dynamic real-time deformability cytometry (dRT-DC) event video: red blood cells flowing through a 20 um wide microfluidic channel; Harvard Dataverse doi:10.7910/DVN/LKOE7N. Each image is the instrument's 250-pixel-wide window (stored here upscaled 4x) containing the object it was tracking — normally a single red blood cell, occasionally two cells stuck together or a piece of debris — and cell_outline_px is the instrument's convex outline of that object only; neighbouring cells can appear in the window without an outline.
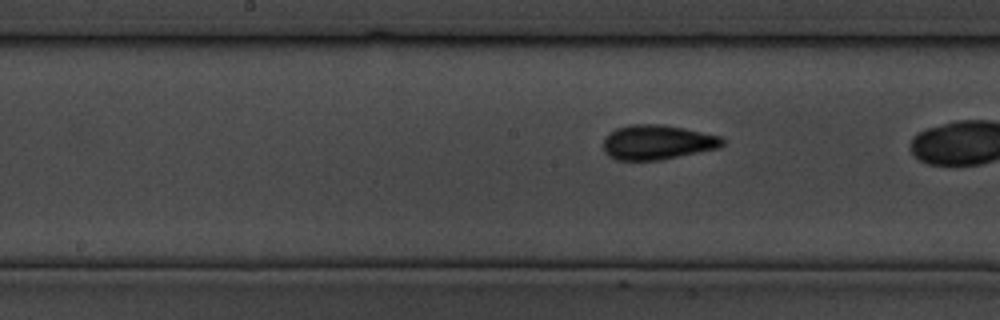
{"species": "common noctule bat (a hibernating species)", "species_latin": "Nyctalus noctula", "temperature_condition": "cold", "stored_images_in_passage": 81, "camera_frame_rate_fps": 3000, "um_per_image_px": 0.085, "animal": {"sex": "male", "body_mass_g": 19.5, "forearm_length_mm": 54.6}, "frame": {"image": 1, "passage_image": 57, "time_ms": 18.667, "image_size_px": [1000, 320], "cell_outline_px": [[724, 144], [720, 148], [660, 160], [616, 160], [608, 156], [604, 152], [604, 136], [608, 132], [616, 128], [632, 124], [656, 124], [684, 128], [720, 136], [724, 140]], "centroid_in_image_um": [55.84, 12.09], "position_along_channel_um": 192.4, "area_um2": 24.16}}
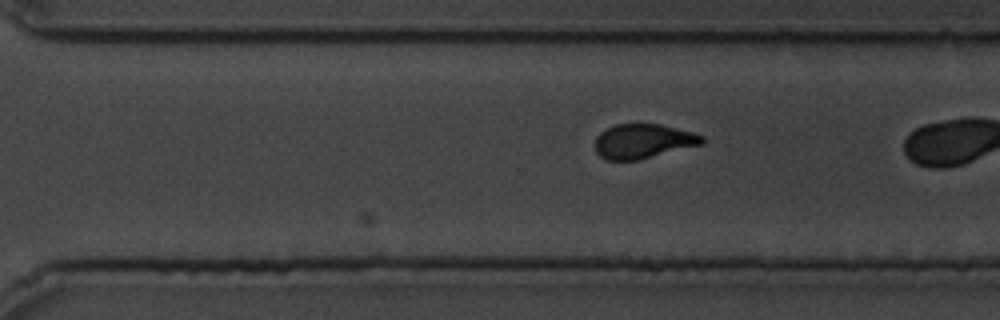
{"frame": {"image": 2, "passage_image": 79, "time_ms": 26.0, "image_size_px": [1000, 320], "cell_outline_px": [[704, 144], [640, 160], [604, 160], [596, 152], [596, 136], [600, 132], [616, 124], [660, 124], [692, 132], [704, 136]], "centroid_in_image_um": [54.68, 12.01], "position_along_channel_um": 315.9, "area_um2": 21.62}}